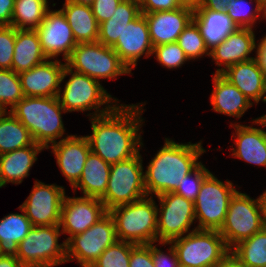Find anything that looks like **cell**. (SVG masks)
Segmentation results:
<instances>
[{"label": "cell", "instance_id": "cell-1", "mask_svg": "<svg viewBox=\"0 0 266 267\" xmlns=\"http://www.w3.org/2000/svg\"><path fill=\"white\" fill-rule=\"evenodd\" d=\"M145 105L119 103L110 113L89 118L92 134L86 137L90 151L110 165L137 155L144 146L141 116Z\"/></svg>", "mask_w": 266, "mask_h": 267}, {"label": "cell", "instance_id": "cell-2", "mask_svg": "<svg viewBox=\"0 0 266 267\" xmlns=\"http://www.w3.org/2000/svg\"><path fill=\"white\" fill-rule=\"evenodd\" d=\"M205 152L202 140L198 143H179L165 138L164 145L150 160L144 172L147 196L156 197L174 192L183 177L201 163L198 160Z\"/></svg>", "mask_w": 266, "mask_h": 267}, {"label": "cell", "instance_id": "cell-3", "mask_svg": "<svg viewBox=\"0 0 266 267\" xmlns=\"http://www.w3.org/2000/svg\"><path fill=\"white\" fill-rule=\"evenodd\" d=\"M30 132L35 143L45 149L71 135L66 132L62 113H67L56 97L24 96L9 110ZM65 137H64V136ZM61 138V139H60Z\"/></svg>", "mask_w": 266, "mask_h": 267}, {"label": "cell", "instance_id": "cell-4", "mask_svg": "<svg viewBox=\"0 0 266 267\" xmlns=\"http://www.w3.org/2000/svg\"><path fill=\"white\" fill-rule=\"evenodd\" d=\"M69 75L71 77L65 81L64 88L60 87L58 94L60 104L67 113L90 112L94 109L92 113L86 115L92 118L110 113L118 105L119 100L112 97L100 81L75 72L65 65L61 82H64ZM101 106L104 107L101 109Z\"/></svg>", "mask_w": 266, "mask_h": 267}, {"label": "cell", "instance_id": "cell-5", "mask_svg": "<svg viewBox=\"0 0 266 267\" xmlns=\"http://www.w3.org/2000/svg\"><path fill=\"white\" fill-rule=\"evenodd\" d=\"M154 196L111 208L117 239L138 244L157 242V203Z\"/></svg>", "mask_w": 266, "mask_h": 267}, {"label": "cell", "instance_id": "cell-6", "mask_svg": "<svg viewBox=\"0 0 266 267\" xmlns=\"http://www.w3.org/2000/svg\"><path fill=\"white\" fill-rule=\"evenodd\" d=\"M265 225L266 214L262 196L252 199L248 194L237 191L230 200L224 223L218 232L231 250Z\"/></svg>", "mask_w": 266, "mask_h": 267}, {"label": "cell", "instance_id": "cell-7", "mask_svg": "<svg viewBox=\"0 0 266 267\" xmlns=\"http://www.w3.org/2000/svg\"><path fill=\"white\" fill-rule=\"evenodd\" d=\"M169 243L174 247L181 267H217L230 253L216 230L196 229Z\"/></svg>", "mask_w": 266, "mask_h": 267}, {"label": "cell", "instance_id": "cell-8", "mask_svg": "<svg viewBox=\"0 0 266 267\" xmlns=\"http://www.w3.org/2000/svg\"><path fill=\"white\" fill-rule=\"evenodd\" d=\"M59 225L33 226L18 244L16 257L25 267H54L66 263V241Z\"/></svg>", "mask_w": 266, "mask_h": 267}, {"label": "cell", "instance_id": "cell-9", "mask_svg": "<svg viewBox=\"0 0 266 267\" xmlns=\"http://www.w3.org/2000/svg\"><path fill=\"white\" fill-rule=\"evenodd\" d=\"M65 63L73 71L98 81L132 74L113 48L99 41L78 43Z\"/></svg>", "mask_w": 266, "mask_h": 267}, {"label": "cell", "instance_id": "cell-10", "mask_svg": "<svg viewBox=\"0 0 266 267\" xmlns=\"http://www.w3.org/2000/svg\"><path fill=\"white\" fill-rule=\"evenodd\" d=\"M140 152L110 166L105 194L100 198L107 211L115 206L132 203L147 196L144 184V166Z\"/></svg>", "mask_w": 266, "mask_h": 267}, {"label": "cell", "instance_id": "cell-11", "mask_svg": "<svg viewBox=\"0 0 266 267\" xmlns=\"http://www.w3.org/2000/svg\"><path fill=\"white\" fill-rule=\"evenodd\" d=\"M238 190L232 181L225 183L211 172L202 182L194 201L197 229L219 231L224 223L231 198Z\"/></svg>", "mask_w": 266, "mask_h": 267}, {"label": "cell", "instance_id": "cell-12", "mask_svg": "<svg viewBox=\"0 0 266 267\" xmlns=\"http://www.w3.org/2000/svg\"><path fill=\"white\" fill-rule=\"evenodd\" d=\"M117 240L114 220L107 212L86 231L66 241V263L77 260L81 267H90Z\"/></svg>", "mask_w": 266, "mask_h": 267}, {"label": "cell", "instance_id": "cell-13", "mask_svg": "<svg viewBox=\"0 0 266 267\" xmlns=\"http://www.w3.org/2000/svg\"><path fill=\"white\" fill-rule=\"evenodd\" d=\"M157 207V242H170L197 228L190 230L194 221V202L174 192L156 196Z\"/></svg>", "mask_w": 266, "mask_h": 267}, {"label": "cell", "instance_id": "cell-14", "mask_svg": "<svg viewBox=\"0 0 266 267\" xmlns=\"http://www.w3.org/2000/svg\"><path fill=\"white\" fill-rule=\"evenodd\" d=\"M27 199L20 205L33 226L59 225L61 207L66 195L64 186L34 181Z\"/></svg>", "mask_w": 266, "mask_h": 267}, {"label": "cell", "instance_id": "cell-15", "mask_svg": "<svg viewBox=\"0 0 266 267\" xmlns=\"http://www.w3.org/2000/svg\"><path fill=\"white\" fill-rule=\"evenodd\" d=\"M35 30L47 59H58L57 57L61 55L65 62L77 45L73 31L61 9H49L44 20Z\"/></svg>", "mask_w": 266, "mask_h": 267}, {"label": "cell", "instance_id": "cell-16", "mask_svg": "<svg viewBox=\"0 0 266 267\" xmlns=\"http://www.w3.org/2000/svg\"><path fill=\"white\" fill-rule=\"evenodd\" d=\"M107 212L99 198L68 197L65 195L59 222L62 234L69 235L65 241L76 234L86 231Z\"/></svg>", "mask_w": 266, "mask_h": 267}, {"label": "cell", "instance_id": "cell-17", "mask_svg": "<svg viewBox=\"0 0 266 267\" xmlns=\"http://www.w3.org/2000/svg\"><path fill=\"white\" fill-rule=\"evenodd\" d=\"M252 125L230 123L235 133H232L234 148L230 149L234 158L246 161L248 164L266 167V114L252 119ZM260 125V127H254ZM235 135V136H234Z\"/></svg>", "mask_w": 266, "mask_h": 267}, {"label": "cell", "instance_id": "cell-18", "mask_svg": "<svg viewBox=\"0 0 266 267\" xmlns=\"http://www.w3.org/2000/svg\"><path fill=\"white\" fill-rule=\"evenodd\" d=\"M154 46L177 42L179 35L193 20L194 7L186 2L182 7L167 11L143 13Z\"/></svg>", "mask_w": 266, "mask_h": 267}, {"label": "cell", "instance_id": "cell-19", "mask_svg": "<svg viewBox=\"0 0 266 267\" xmlns=\"http://www.w3.org/2000/svg\"><path fill=\"white\" fill-rule=\"evenodd\" d=\"M112 48L131 72L142 55L145 58L153 56V45L143 13L126 25Z\"/></svg>", "mask_w": 266, "mask_h": 267}, {"label": "cell", "instance_id": "cell-20", "mask_svg": "<svg viewBox=\"0 0 266 267\" xmlns=\"http://www.w3.org/2000/svg\"><path fill=\"white\" fill-rule=\"evenodd\" d=\"M49 148L52 149L51 153L55 155L60 172L73 188L78 183L84 164L91 152L87 137L71 135L51 144L46 149Z\"/></svg>", "mask_w": 266, "mask_h": 267}, {"label": "cell", "instance_id": "cell-21", "mask_svg": "<svg viewBox=\"0 0 266 267\" xmlns=\"http://www.w3.org/2000/svg\"><path fill=\"white\" fill-rule=\"evenodd\" d=\"M66 63L59 59H47L28 71L19 74L24 96L56 97L61 87Z\"/></svg>", "mask_w": 266, "mask_h": 267}, {"label": "cell", "instance_id": "cell-22", "mask_svg": "<svg viewBox=\"0 0 266 267\" xmlns=\"http://www.w3.org/2000/svg\"><path fill=\"white\" fill-rule=\"evenodd\" d=\"M254 32L252 28H238L210 50V58L219 67L215 74H221L236 63L254 59L250 56L256 49Z\"/></svg>", "mask_w": 266, "mask_h": 267}, {"label": "cell", "instance_id": "cell-23", "mask_svg": "<svg viewBox=\"0 0 266 267\" xmlns=\"http://www.w3.org/2000/svg\"><path fill=\"white\" fill-rule=\"evenodd\" d=\"M221 75L235 85L253 104L258 105L260 100L266 103V78L255 59L236 63Z\"/></svg>", "mask_w": 266, "mask_h": 267}, {"label": "cell", "instance_id": "cell-24", "mask_svg": "<svg viewBox=\"0 0 266 267\" xmlns=\"http://www.w3.org/2000/svg\"><path fill=\"white\" fill-rule=\"evenodd\" d=\"M213 90L210 96L212 110L240 119L253 103L221 74H212Z\"/></svg>", "mask_w": 266, "mask_h": 267}, {"label": "cell", "instance_id": "cell-25", "mask_svg": "<svg viewBox=\"0 0 266 267\" xmlns=\"http://www.w3.org/2000/svg\"><path fill=\"white\" fill-rule=\"evenodd\" d=\"M45 148L37 143L0 155V186L7 183L19 185L30 174L37 155Z\"/></svg>", "mask_w": 266, "mask_h": 267}, {"label": "cell", "instance_id": "cell-26", "mask_svg": "<svg viewBox=\"0 0 266 267\" xmlns=\"http://www.w3.org/2000/svg\"><path fill=\"white\" fill-rule=\"evenodd\" d=\"M193 21L198 25L209 51L238 29L230 16L223 11L194 8Z\"/></svg>", "mask_w": 266, "mask_h": 267}, {"label": "cell", "instance_id": "cell-27", "mask_svg": "<svg viewBox=\"0 0 266 267\" xmlns=\"http://www.w3.org/2000/svg\"><path fill=\"white\" fill-rule=\"evenodd\" d=\"M47 60L36 30L16 29V40L11 69L20 74Z\"/></svg>", "mask_w": 266, "mask_h": 267}, {"label": "cell", "instance_id": "cell-28", "mask_svg": "<svg viewBox=\"0 0 266 267\" xmlns=\"http://www.w3.org/2000/svg\"><path fill=\"white\" fill-rule=\"evenodd\" d=\"M110 166L101 157L90 152L84 164L82 175L73 187V191L76 193V190L79 189L84 197L100 199L107 189Z\"/></svg>", "mask_w": 266, "mask_h": 267}, {"label": "cell", "instance_id": "cell-29", "mask_svg": "<svg viewBox=\"0 0 266 267\" xmlns=\"http://www.w3.org/2000/svg\"><path fill=\"white\" fill-rule=\"evenodd\" d=\"M61 10L66 16L77 44L98 40L99 24L91 6L65 1Z\"/></svg>", "mask_w": 266, "mask_h": 267}, {"label": "cell", "instance_id": "cell-30", "mask_svg": "<svg viewBox=\"0 0 266 267\" xmlns=\"http://www.w3.org/2000/svg\"><path fill=\"white\" fill-rule=\"evenodd\" d=\"M21 214L10 213L0 219V255L16 256L18 244L28 235L33 225L19 206Z\"/></svg>", "mask_w": 266, "mask_h": 267}, {"label": "cell", "instance_id": "cell-31", "mask_svg": "<svg viewBox=\"0 0 266 267\" xmlns=\"http://www.w3.org/2000/svg\"><path fill=\"white\" fill-rule=\"evenodd\" d=\"M141 14L139 3L122 0L109 20L99 24L98 40L105 46L113 47L122 31Z\"/></svg>", "mask_w": 266, "mask_h": 267}, {"label": "cell", "instance_id": "cell-32", "mask_svg": "<svg viewBox=\"0 0 266 267\" xmlns=\"http://www.w3.org/2000/svg\"><path fill=\"white\" fill-rule=\"evenodd\" d=\"M33 143L29 130L10 111L0 113V155Z\"/></svg>", "mask_w": 266, "mask_h": 267}, {"label": "cell", "instance_id": "cell-33", "mask_svg": "<svg viewBox=\"0 0 266 267\" xmlns=\"http://www.w3.org/2000/svg\"><path fill=\"white\" fill-rule=\"evenodd\" d=\"M49 0H15L11 26L37 29L50 9Z\"/></svg>", "mask_w": 266, "mask_h": 267}, {"label": "cell", "instance_id": "cell-34", "mask_svg": "<svg viewBox=\"0 0 266 267\" xmlns=\"http://www.w3.org/2000/svg\"><path fill=\"white\" fill-rule=\"evenodd\" d=\"M230 252L246 267L266 266V225L250 238L235 245Z\"/></svg>", "mask_w": 266, "mask_h": 267}, {"label": "cell", "instance_id": "cell-35", "mask_svg": "<svg viewBox=\"0 0 266 267\" xmlns=\"http://www.w3.org/2000/svg\"><path fill=\"white\" fill-rule=\"evenodd\" d=\"M24 98L19 74L12 69H0V110H10ZM9 105V106H8Z\"/></svg>", "mask_w": 266, "mask_h": 267}, {"label": "cell", "instance_id": "cell-36", "mask_svg": "<svg viewBox=\"0 0 266 267\" xmlns=\"http://www.w3.org/2000/svg\"><path fill=\"white\" fill-rule=\"evenodd\" d=\"M177 43L189 60L203 58V55L210 57V51L205 45L200 29L193 20L179 35Z\"/></svg>", "mask_w": 266, "mask_h": 267}, {"label": "cell", "instance_id": "cell-37", "mask_svg": "<svg viewBox=\"0 0 266 267\" xmlns=\"http://www.w3.org/2000/svg\"><path fill=\"white\" fill-rule=\"evenodd\" d=\"M254 0H231L228 3L226 13L230 16L231 20L237 25L238 28H255L258 20H262V11L257 4L254 9H250V4ZM257 20V21H256Z\"/></svg>", "mask_w": 266, "mask_h": 267}, {"label": "cell", "instance_id": "cell-38", "mask_svg": "<svg viewBox=\"0 0 266 267\" xmlns=\"http://www.w3.org/2000/svg\"><path fill=\"white\" fill-rule=\"evenodd\" d=\"M134 243L117 240L107 247L90 267H129Z\"/></svg>", "mask_w": 266, "mask_h": 267}, {"label": "cell", "instance_id": "cell-39", "mask_svg": "<svg viewBox=\"0 0 266 267\" xmlns=\"http://www.w3.org/2000/svg\"><path fill=\"white\" fill-rule=\"evenodd\" d=\"M152 55L163 68L167 69L181 68L186 61H189L177 42L154 46Z\"/></svg>", "mask_w": 266, "mask_h": 267}, {"label": "cell", "instance_id": "cell-40", "mask_svg": "<svg viewBox=\"0 0 266 267\" xmlns=\"http://www.w3.org/2000/svg\"><path fill=\"white\" fill-rule=\"evenodd\" d=\"M210 173L211 172L201 162L192 172L183 177L174 193L194 202L200 191L203 180Z\"/></svg>", "mask_w": 266, "mask_h": 267}, {"label": "cell", "instance_id": "cell-41", "mask_svg": "<svg viewBox=\"0 0 266 267\" xmlns=\"http://www.w3.org/2000/svg\"><path fill=\"white\" fill-rule=\"evenodd\" d=\"M15 40V27L0 26V69H11Z\"/></svg>", "mask_w": 266, "mask_h": 267}, {"label": "cell", "instance_id": "cell-42", "mask_svg": "<svg viewBox=\"0 0 266 267\" xmlns=\"http://www.w3.org/2000/svg\"><path fill=\"white\" fill-rule=\"evenodd\" d=\"M159 245L168 247V253L158 249L154 243H151L152 260L154 267H180L176 251L169 242H158Z\"/></svg>", "mask_w": 266, "mask_h": 267}, {"label": "cell", "instance_id": "cell-43", "mask_svg": "<svg viewBox=\"0 0 266 267\" xmlns=\"http://www.w3.org/2000/svg\"><path fill=\"white\" fill-rule=\"evenodd\" d=\"M129 267H154L151 244H135L132 247Z\"/></svg>", "mask_w": 266, "mask_h": 267}, {"label": "cell", "instance_id": "cell-44", "mask_svg": "<svg viewBox=\"0 0 266 267\" xmlns=\"http://www.w3.org/2000/svg\"><path fill=\"white\" fill-rule=\"evenodd\" d=\"M186 3L185 0H141L139 3L141 13H153L178 9Z\"/></svg>", "mask_w": 266, "mask_h": 267}, {"label": "cell", "instance_id": "cell-45", "mask_svg": "<svg viewBox=\"0 0 266 267\" xmlns=\"http://www.w3.org/2000/svg\"><path fill=\"white\" fill-rule=\"evenodd\" d=\"M122 0H94L91 5L98 24L109 20Z\"/></svg>", "mask_w": 266, "mask_h": 267}, {"label": "cell", "instance_id": "cell-46", "mask_svg": "<svg viewBox=\"0 0 266 267\" xmlns=\"http://www.w3.org/2000/svg\"><path fill=\"white\" fill-rule=\"evenodd\" d=\"M15 0H0V26L12 23Z\"/></svg>", "mask_w": 266, "mask_h": 267}, {"label": "cell", "instance_id": "cell-47", "mask_svg": "<svg viewBox=\"0 0 266 267\" xmlns=\"http://www.w3.org/2000/svg\"><path fill=\"white\" fill-rule=\"evenodd\" d=\"M230 1L231 0H197L193 4V7L226 12Z\"/></svg>", "mask_w": 266, "mask_h": 267}, {"label": "cell", "instance_id": "cell-48", "mask_svg": "<svg viewBox=\"0 0 266 267\" xmlns=\"http://www.w3.org/2000/svg\"><path fill=\"white\" fill-rule=\"evenodd\" d=\"M255 54L254 59L266 78V35L260 39V42L256 43Z\"/></svg>", "mask_w": 266, "mask_h": 267}, {"label": "cell", "instance_id": "cell-49", "mask_svg": "<svg viewBox=\"0 0 266 267\" xmlns=\"http://www.w3.org/2000/svg\"><path fill=\"white\" fill-rule=\"evenodd\" d=\"M0 267H25L16 256L0 255Z\"/></svg>", "mask_w": 266, "mask_h": 267}, {"label": "cell", "instance_id": "cell-50", "mask_svg": "<svg viewBox=\"0 0 266 267\" xmlns=\"http://www.w3.org/2000/svg\"><path fill=\"white\" fill-rule=\"evenodd\" d=\"M217 267H246V266L230 252Z\"/></svg>", "mask_w": 266, "mask_h": 267}, {"label": "cell", "instance_id": "cell-51", "mask_svg": "<svg viewBox=\"0 0 266 267\" xmlns=\"http://www.w3.org/2000/svg\"><path fill=\"white\" fill-rule=\"evenodd\" d=\"M65 1H71L77 4L89 5V6H91L94 2V0H65Z\"/></svg>", "mask_w": 266, "mask_h": 267}, {"label": "cell", "instance_id": "cell-52", "mask_svg": "<svg viewBox=\"0 0 266 267\" xmlns=\"http://www.w3.org/2000/svg\"><path fill=\"white\" fill-rule=\"evenodd\" d=\"M261 9H266V0H254Z\"/></svg>", "mask_w": 266, "mask_h": 267}, {"label": "cell", "instance_id": "cell-53", "mask_svg": "<svg viewBox=\"0 0 266 267\" xmlns=\"http://www.w3.org/2000/svg\"><path fill=\"white\" fill-rule=\"evenodd\" d=\"M266 214V190L261 194Z\"/></svg>", "mask_w": 266, "mask_h": 267}, {"label": "cell", "instance_id": "cell-54", "mask_svg": "<svg viewBox=\"0 0 266 267\" xmlns=\"http://www.w3.org/2000/svg\"><path fill=\"white\" fill-rule=\"evenodd\" d=\"M262 19L266 20V9H263L262 11Z\"/></svg>", "mask_w": 266, "mask_h": 267}, {"label": "cell", "instance_id": "cell-55", "mask_svg": "<svg viewBox=\"0 0 266 267\" xmlns=\"http://www.w3.org/2000/svg\"><path fill=\"white\" fill-rule=\"evenodd\" d=\"M185 1L188 2V3L194 4L197 0H185Z\"/></svg>", "mask_w": 266, "mask_h": 267}, {"label": "cell", "instance_id": "cell-56", "mask_svg": "<svg viewBox=\"0 0 266 267\" xmlns=\"http://www.w3.org/2000/svg\"><path fill=\"white\" fill-rule=\"evenodd\" d=\"M130 1H134V2H137V3L141 2V0H130Z\"/></svg>", "mask_w": 266, "mask_h": 267}]
</instances>
